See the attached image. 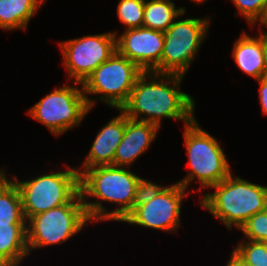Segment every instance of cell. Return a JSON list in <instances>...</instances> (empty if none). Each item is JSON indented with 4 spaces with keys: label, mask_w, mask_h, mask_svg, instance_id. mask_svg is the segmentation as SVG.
<instances>
[{
    "label": "cell",
    "mask_w": 267,
    "mask_h": 266,
    "mask_svg": "<svg viewBox=\"0 0 267 266\" xmlns=\"http://www.w3.org/2000/svg\"><path fill=\"white\" fill-rule=\"evenodd\" d=\"M185 76L143 72L136 80L127 102L120 110L130 119L161 128L162 118L182 121L195 119V99L180 88ZM145 116V117H144Z\"/></svg>",
    "instance_id": "1"
},
{
    "label": "cell",
    "mask_w": 267,
    "mask_h": 266,
    "mask_svg": "<svg viewBox=\"0 0 267 266\" xmlns=\"http://www.w3.org/2000/svg\"><path fill=\"white\" fill-rule=\"evenodd\" d=\"M129 169L112 165L95 166L79 175L80 194L91 223L122 222L132 211L149 180ZM92 198L96 201H91ZM105 202L116 204V208L108 211L103 205Z\"/></svg>",
    "instance_id": "2"
},
{
    "label": "cell",
    "mask_w": 267,
    "mask_h": 266,
    "mask_svg": "<svg viewBox=\"0 0 267 266\" xmlns=\"http://www.w3.org/2000/svg\"><path fill=\"white\" fill-rule=\"evenodd\" d=\"M231 173L204 193L199 204L231 231L241 226L267 204V186L255 184Z\"/></svg>",
    "instance_id": "3"
},
{
    "label": "cell",
    "mask_w": 267,
    "mask_h": 266,
    "mask_svg": "<svg viewBox=\"0 0 267 266\" xmlns=\"http://www.w3.org/2000/svg\"><path fill=\"white\" fill-rule=\"evenodd\" d=\"M183 138L190 171L178 183L187 191L191 181L198 180L201 187L193 189V192L198 190L199 193L206 188L210 189L231 174L230 163L221 144L199 125L197 119L184 125Z\"/></svg>",
    "instance_id": "4"
},
{
    "label": "cell",
    "mask_w": 267,
    "mask_h": 266,
    "mask_svg": "<svg viewBox=\"0 0 267 266\" xmlns=\"http://www.w3.org/2000/svg\"><path fill=\"white\" fill-rule=\"evenodd\" d=\"M186 190L178 182L163 186L148 181L134 208L122 222L175 233L181 225L182 201L190 193Z\"/></svg>",
    "instance_id": "5"
},
{
    "label": "cell",
    "mask_w": 267,
    "mask_h": 266,
    "mask_svg": "<svg viewBox=\"0 0 267 266\" xmlns=\"http://www.w3.org/2000/svg\"><path fill=\"white\" fill-rule=\"evenodd\" d=\"M90 222L79 191L68 203L26 221L29 254L37 248L67 242Z\"/></svg>",
    "instance_id": "6"
},
{
    "label": "cell",
    "mask_w": 267,
    "mask_h": 266,
    "mask_svg": "<svg viewBox=\"0 0 267 266\" xmlns=\"http://www.w3.org/2000/svg\"><path fill=\"white\" fill-rule=\"evenodd\" d=\"M66 170L50 171L28 181L16 176L12 180L17 185L25 220L52 208L68 203L79 191V173L76 167L66 166Z\"/></svg>",
    "instance_id": "7"
},
{
    "label": "cell",
    "mask_w": 267,
    "mask_h": 266,
    "mask_svg": "<svg viewBox=\"0 0 267 266\" xmlns=\"http://www.w3.org/2000/svg\"><path fill=\"white\" fill-rule=\"evenodd\" d=\"M143 72L116 50L82 84L90 109L95 106L97 99L111 108L120 109L127 102L137 78ZM90 95L95 97H89Z\"/></svg>",
    "instance_id": "8"
},
{
    "label": "cell",
    "mask_w": 267,
    "mask_h": 266,
    "mask_svg": "<svg viewBox=\"0 0 267 266\" xmlns=\"http://www.w3.org/2000/svg\"><path fill=\"white\" fill-rule=\"evenodd\" d=\"M72 83L55 88L26 112L57 137L77 127L91 112L82 84Z\"/></svg>",
    "instance_id": "9"
},
{
    "label": "cell",
    "mask_w": 267,
    "mask_h": 266,
    "mask_svg": "<svg viewBox=\"0 0 267 266\" xmlns=\"http://www.w3.org/2000/svg\"><path fill=\"white\" fill-rule=\"evenodd\" d=\"M185 14L186 10L164 31L161 73L185 76L195 61L203 41L209 35L210 16L178 19Z\"/></svg>",
    "instance_id": "10"
},
{
    "label": "cell",
    "mask_w": 267,
    "mask_h": 266,
    "mask_svg": "<svg viewBox=\"0 0 267 266\" xmlns=\"http://www.w3.org/2000/svg\"><path fill=\"white\" fill-rule=\"evenodd\" d=\"M117 32L85 35L58 42L67 78L71 82L83 84L93 71L117 50Z\"/></svg>",
    "instance_id": "11"
},
{
    "label": "cell",
    "mask_w": 267,
    "mask_h": 266,
    "mask_svg": "<svg viewBox=\"0 0 267 266\" xmlns=\"http://www.w3.org/2000/svg\"><path fill=\"white\" fill-rule=\"evenodd\" d=\"M164 32L146 27L125 29L116 36L117 51L142 71L161 73Z\"/></svg>",
    "instance_id": "12"
},
{
    "label": "cell",
    "mask_w": 267,
    "mask_h": 266,
    "mask_svg": "<svg viewBox=\"0 0 267 266\" xmlns=\"http://www.w3.org/2000/svg\"><path fill=\"white\" fill-rule=\"evenodd\" d=\"M160 128L152 123L130 119L126 116V126L113 161L115 167L131 168L144 155L157 137Z\"/></svg>",
    "instance_id": "13"
},
{
    "label": "cell",
    "mask_w": 267,
    "mask_h": 266,
    "mask_svg": "<svg viewBox=\"0 0 267 266\" xmlns=\"http://www.w3.org/2000/svg\"><path fill=\"white\" fill-rule=\"evenodd\" d=\"M117 111L120 112L119 115L113 117L97 132L96 138L83 160L82 170L77 168L79 175L85 169L95 166H113L115 152L123 139L126 126V115L120 109Z\"/></svg>",
    "instance_id": "14"
},
{
    "label": "cell",
    "mask_w": 267,
    "mask_h": 266,
    "mask_svg": "<svg viewBox=\"0 0 267 266\" xmlns=\"http://www.w3.org/2000/svg\"><path fill=\"white\" fill-rule=\"evenodd\" d=\"M260 33L251 36L243 31L233 44L232 57L239 70L253 79L263 78V30L257 27Z\"/></svg>",
    "instance_id": "15"
},
{
    "label": "cell",
    "mask_w": 267,
    "mask_h": 266,
    "mask_svg": "<svg viewBox=\"0 0 267 266\" xmlns=\"http://www.w3.org/2000/svg\"><path fill=\"white\" fill-rule=\"evenodd\" d=\"M28 256L26 224L0 225V266H21Z\"/></svg>",
    "instance_id": "16"
},
{
    "label": "cell",
    "mask_w": 267,
    "mask_h": 266,
    "mask_svg": "<svg viewBox=\"0 0 267 266\" xmlns=\"http://www.w3.org/2000/svg\"><path fill=\"white\" fill-rule=\"evenodd\" d=\"M44 0H0V29L25 30Z\"/></svg>",
    "instance_id": "17"
},
{
    "label": "cell",
    "mask_w": 267,
    "mask_h": 266,
    "mask_svg": "<svg viewBox=\"0 0 267 266\" xmlns=\"http://www.w3.org/2000/svg\"><path fill=\"white\" fill-rule=\"evenodd\" d=\"M0 168V225L26 224L20 191L14 181Z\"/></svg>",
    "instance_id": "18"
},
{
    "label": "cell",
    "mask_w": 267,
    "mask_h": 266,
    "mask_svg": "<svg viewBox=\"0 0 267 266\" xmlns=\"http://www.w3.org/2000/svg\"><path fill=\"white\" fill-rule=\"evenodd\" d=\"M186 7H176L172 0H145L143 27L166 31Z\"/></svg>",
    "instance_id": "19"
},
{
    "label": "cell",
    "mask_w": 267,
    "mask_h": 266,
    "mask_svg": "<svg viewBox=\"0 0 267 266\" xmlns=\"http://www.w3.org/2000/svg\"><path fill=\"white\" fill-rule=\"evenodd\" d=\"M237 8L236 15H241L252 28L259 24L265 26L267 17V0H231ZM258 22V23H257Z\"/></svg>",
    "instance_id": "20"
},
{
    "label": "cell",
    "mask_w": 267,
    "mask_h": 266,
    "mask_svg": "<svg viewBox=\"0 0 267 266\" xmlns=\"http://www.w3.org/2000/svg\"><path fill=\"white\" fill-rule=\"evenodd\" d=\"M145 0H119L117 17L126 29L143 27Z\"/></svg>",
    "instance_id": "21"
},
{
    "label": "cell",
    "mask_w": 267,
    "mask_h": 266,
    "mask_svg": "<svg viewBox=\"0 0 267 266\" xmlns=\"http://www.w3.org/2000/svg\"><path fill=\"white\" fill-rule=\"evenodd\" d=\"M233 251L251 266H267V243L241 240Z\"/></svg>",
    "instance_id": "22"
},
{
    "label": "cell",
    "mask_w": 267,
    "mask_h": 266,
    "mask_svg": "<svg viewBox=\"0 0 267 266\" xmlns=\"http://www.w3.org/2000/svg\"><path fill=\"white\" fill-rule=\"evenodd\" d=\"M245 235V240L267 241V204L264 211L251 216L239 229Z\"/></svg>",
    "instance_id": "23"
},
{
    "label": "cell",
    "mask_w": 267,
    "mask_h": 266,
    "mask_svg": "<svg viewBox=\"0 0 267 266\" xmlns=\"http://www.w3.org/2000/svg\"><path fill=\"white\" fill-rule=\"evenodd\" d=\"M256 81L259 83V100L261 110L264 115H267V79L262 78Z\"/></svg>",
    "instance_id": "24"
},
{
    "label": "cell",
    "mask_w": 267,
    "mask_h": 266,
    "mask_svg": "<svg viewBox=\"0 0 267 266\" xmlns=\"http://www.w3.org/2000/svg\"><path fill=\"white\" fill-rule=\"evenodd\" d=\"M226 266H251L241 259L234 251L230 254V259L227 261Z\"/></svg>",
    "instance_id": "25"
},
{
    "label": "cell",
    "mask_w": 267,
    "mask_h": 266,
    "mask_svg": "<svg viewBox=\"0 0 267 266\" xmlns=\"http://www.w3.org/2000/svg\"><path fill=\"white\" fill-rule=\"evenodd\" d=\"M263 52H264V57H263V64H264L263 78L267 79V31H263Z\"/></svg>",
    "instance_id": "26"
},
{
    "label": "cell",
    "mask_w": 267,
    "mask_h": 266,
    "mask_svg": "<svg viewBox=\"0 0 267 266\" xmlns=\"http://www.w3.org/2000/svg\"><path fill=\"white\" fill-rule=\"evenodd\" d=\"M191 1L194 2V3L196 2V3L199 4V3H204L206 0H191Z\"/></svg>",
    "instance_id": "27"
}]
</instances>
